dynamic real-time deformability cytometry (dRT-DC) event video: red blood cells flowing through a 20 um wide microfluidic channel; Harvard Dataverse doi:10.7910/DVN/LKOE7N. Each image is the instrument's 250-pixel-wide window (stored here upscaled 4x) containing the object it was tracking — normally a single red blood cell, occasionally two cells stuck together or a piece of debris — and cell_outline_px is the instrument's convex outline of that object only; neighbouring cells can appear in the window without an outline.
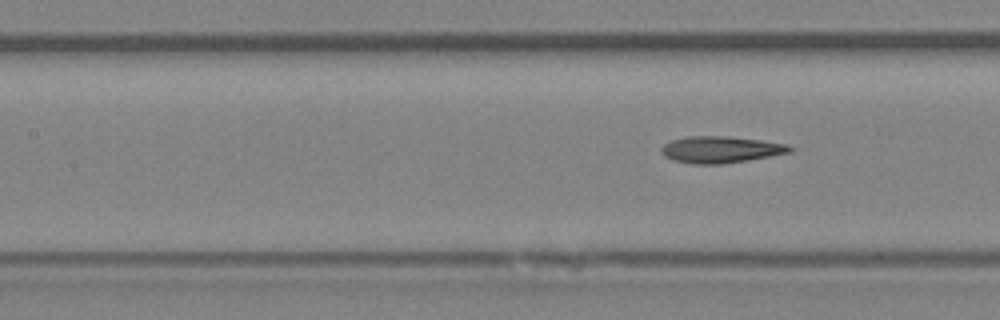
{"species": "Egyptian fruit bat (a non-hibernating species)", "species_latin": "Rousettus aegyptiacus", "temperature_condition": "room temperature", "stored_images_in_passage": 22, "camera_frame_rate_fps": 3000, "um_per_image_px": 0.085, "animal": {"sex": "female"}, "frame": {"image": 1, "passage_image": 22, "time_ms": 7.0, "image_size_px": [1000, 320], "cell_outline_px": [[792, 152], [720, 164], [692, 164], [672, 160], [664, 156], [660, 152], [660, 148], [664, 144], [672, 140], [688, 136], [728, 136], [760, 140], [788, 144], [792, 148]], "centroid_in_image_um": [61.2, 12.71], "position_along_channel_um": 146.2, "area_um2": 19.83}}